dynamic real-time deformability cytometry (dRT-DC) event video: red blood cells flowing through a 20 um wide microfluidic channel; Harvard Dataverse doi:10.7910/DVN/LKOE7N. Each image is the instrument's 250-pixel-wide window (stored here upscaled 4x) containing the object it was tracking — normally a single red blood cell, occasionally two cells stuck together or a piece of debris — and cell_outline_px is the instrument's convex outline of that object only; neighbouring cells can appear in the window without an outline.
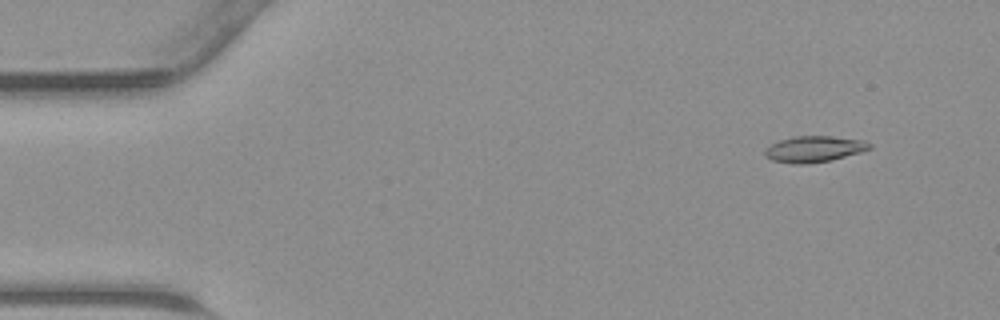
{"species": "common noctule bat (a hibernating species)", "species_latin": "Nyctalus noctula", "temperature_condition": "warm", "stored_images_in_passage": 42, "camera_frame_rate_fps": 3000, "um_per_image_px": 0.085, "animal": {"sex": "male", "body_mass_g": 23.1, "forearm_length_mm": 52.7}, "frame": {"image": 1, "passage_image": 1, "time_ms": 0.0, "image_size_px": [1000, 320], "cell_outline_px": [[872, 148], [860, 152], [832, 160], [808, 164], [792, 164], [772, 160], [764, 156], [764, 148], [780, 140], [796, 136], [832, 136], [864, 140], [872, 144]], "centroid_in_image_um": [69.19, 12.67], "position_along_channel_um": 15.8, "area_um2": 16.07}}
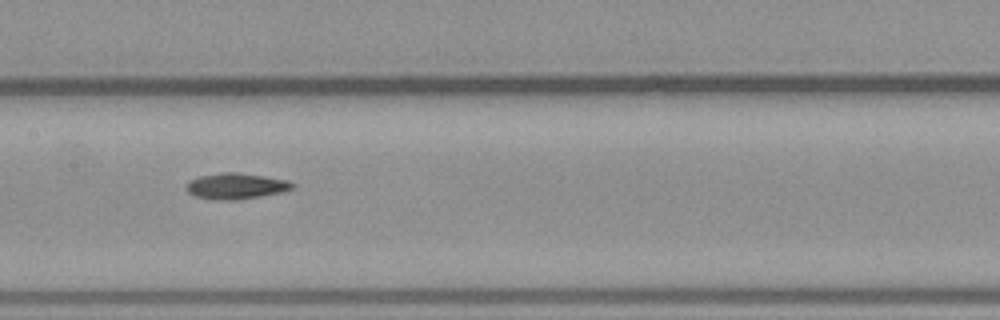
{"frame": {"image": 2, "passage_image": 19, "time_ms": 6.0, "image_size_px": [1000, 320], "cell_outline_px": [[296, 188], [280, 192], [260, 196], [236, 200], [212, 200], [196, 196], [188, 192], [184, 188], [188, 180], [200, 176], [224, 172], [236, 172], [264, 176], [288, 180], [296, 184]], "centroid_in_image_um": [20.05, 15.81], "position_along_channel_um": 187.4, "area_um2": 16.18}}
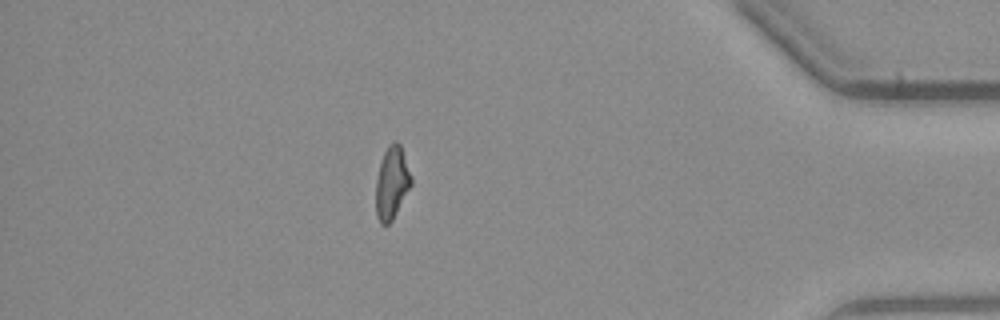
{"frame": {"image": 3, "passage_image": 36, "time_ms": 11.667, "image_size_px": [1000, 320], "cell_outline_px": [[412, 184], [392, 220], [388, 224], [380, 224], [376, 216], [376, 180], [380, 164], [384, 152], [388, 144], [392, 140], [396, 140], [400, 144], [412, 176]], "centroid_in_image_um": [33.31, 15.52], "position_along_channel_um": 401.9, "area_um2": 14.97}}